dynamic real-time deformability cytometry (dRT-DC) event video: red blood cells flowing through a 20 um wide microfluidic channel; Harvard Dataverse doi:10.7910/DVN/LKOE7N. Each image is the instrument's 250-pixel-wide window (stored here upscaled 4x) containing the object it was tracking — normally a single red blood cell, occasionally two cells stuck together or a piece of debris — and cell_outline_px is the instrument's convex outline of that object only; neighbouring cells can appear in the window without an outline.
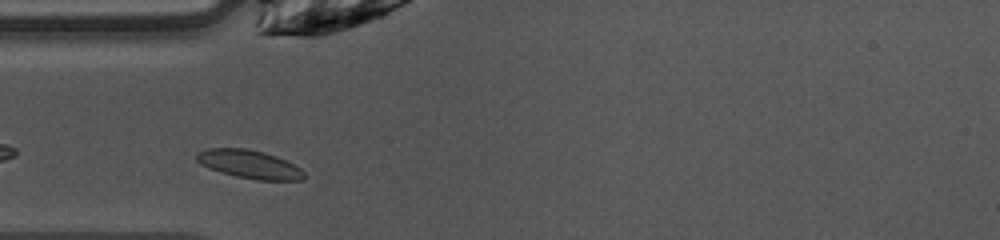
{"species": "common noctule bat (a hibernating species)", "species_latin": "Nyctalus noctula", "temperature_condition": "warm", "stored_images_in_passage": 36, "camera_frame_rate_fps": 3000, "um_per_image_px": 0.085, "animal": {"sex": "female", "body_mass_g": 10.0, "forearm_length_mm": 53.1}, "frame": {"image": 1, "passage_image": 1, "time_ms": 0.0, "image_size_px": [1000, 240], "cell_outline_px": [[304, 180], [256, 180], [236, 176], [220, 172], [208, 168], [200, 164], [196, 160], [196, 152], [208, 148], [244, 148], [264, 152], [276, 156], [300, 168], [304, 172]], "centroid_in_image_um": [21.16, 13.96], "position_along_channel_um": 63.8, "area_um2": 17.74}}
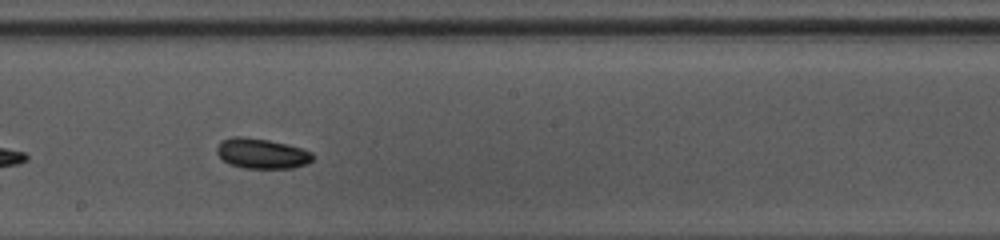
{"frame": {"image": 2, "passage_image": 13, "time_ms": 4.0, "image_size_px": [1000, 240], "cell_outline_px": [[312, 160], [308, 164], [292, 168], [244, 168], [232, 164], [224, 160], [216, 152], [216, 148], [220, 140], [232, 136], [240, 136], [268, 140], [300, 148], [312, 152]], "centroid_in_image_um": [22.23, 13.04], "position_along_channel_um": 226.0, "area_um2": 16.7}}
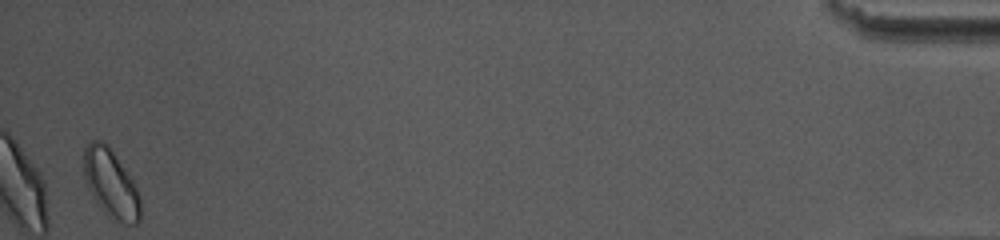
{"frame": {"image": 3, "passage_image": 35, "time_ms": 11.333, "image_size_px": [1000, 240], "cell_outline_px": [[140, 224], [124, 224], [112, 220], [100, 208], [88, 188], [84, 180], [84, 144], [92, 140], [100, 140], [108, 144], [132, 180], [140, 196]], "centroid_in_image_um": [9.41, 15.62], "position_along_channel_um": 425.8, "area_um2": 22.72}}